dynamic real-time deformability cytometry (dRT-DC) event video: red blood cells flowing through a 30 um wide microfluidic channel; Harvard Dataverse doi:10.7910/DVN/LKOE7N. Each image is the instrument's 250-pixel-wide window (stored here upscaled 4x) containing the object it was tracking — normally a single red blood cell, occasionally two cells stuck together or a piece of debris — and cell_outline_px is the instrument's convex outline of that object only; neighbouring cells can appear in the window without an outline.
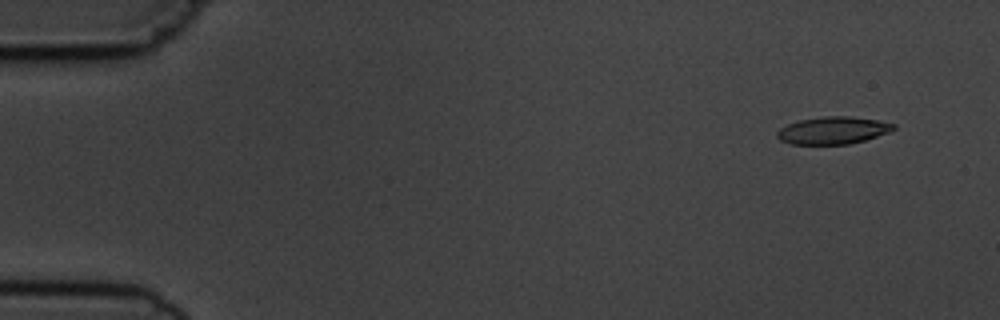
{"species": "common noctule bat (a hibernating species)", "species_latin": "Nyctalus noctula", "temperature_condition": "cold", "stored_images_in_passage": 4, "camera_frame_rate_fps": 3000, "um_per_image_px": 0.085, "animal": {"sex": "male", "body_mass_g": 19.5, "forearm_length_mm": 54.6}, "frame": {"image": 1, "passage_image": 1, "time_ms": 0.0, "image_size_px": [1000, 320], "cell_outline_px": [[896, 128], [888, 132], [864, 140], [848, 144], [792, 144], [780, 140], [776, 136], [776, 132], [780, 128], [788, 124], [800, 120], [824, 116], [848, 116], [876, 120], [896, 124]], "centroid_in_image_um": [70.78, 11.08], "position_along_channel_um": 14.2, "area_um2": 18.38}}
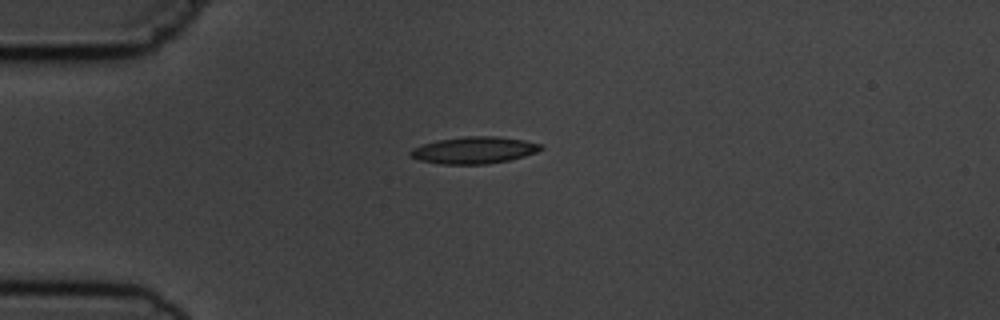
{"frame": {"image": 2, "passage_image": 4, "time_ms": 3.333, "image_size_px": [1000, 320], "cell_outline_px": [[544, 148], [536, 152], [524, 156], [508, 160], [484, 164], [440, 164], [420, 160], [412, 156], [408, 152], [412, 148], [436, 140], [464, 136], [496, 136], [524, 140], [544, 144]], "centroid_in_image_um": [40.32, 12.75], "position_along_channel_um": 44.7, "area_um2": 20.4}}